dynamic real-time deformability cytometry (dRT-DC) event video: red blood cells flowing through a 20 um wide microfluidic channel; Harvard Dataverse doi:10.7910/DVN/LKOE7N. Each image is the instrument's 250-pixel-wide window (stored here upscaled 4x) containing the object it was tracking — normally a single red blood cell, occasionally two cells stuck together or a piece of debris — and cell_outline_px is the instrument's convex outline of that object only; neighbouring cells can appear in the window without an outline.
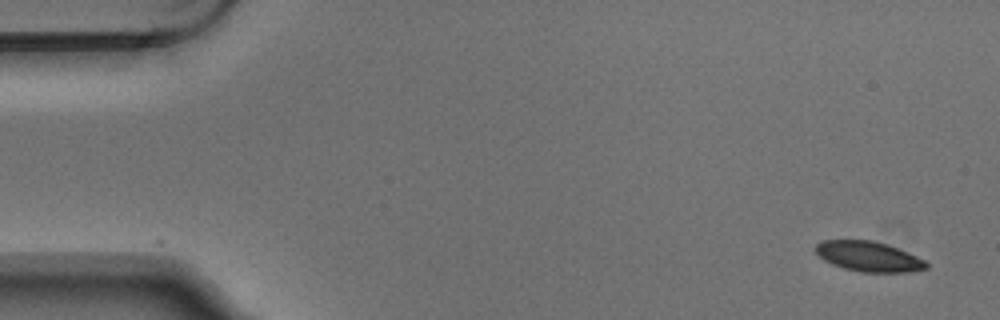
{"species": "Egyptian fruit bat (a non-hibernating species)", "species_latin": "Rousettus aegyptiacus", "temperature_condition": "warm", "stored_images_in_passage": 6, "camera_frame_rate_fps": 3000, "um_per_image_px": 0.085, "animal": {"sex": "male"}, "frame": {"image": 1, "passage_image": 1, "time_ms": 0.0, "image_size_px": [1000, 320], "cell_outline_px": [[928, 268], [908, 272], [860, 272], [844, 268], [832, 264], [824, 260], [816, 252], [816, 244], [820, 240], [872, 240], [896, 248], [916, 256], [924, 260], [928, 264]], "centroid_in_image_um": [73.81, 21.8], "position_along_channel_um": 11.2, "area_um2": 19.19}}
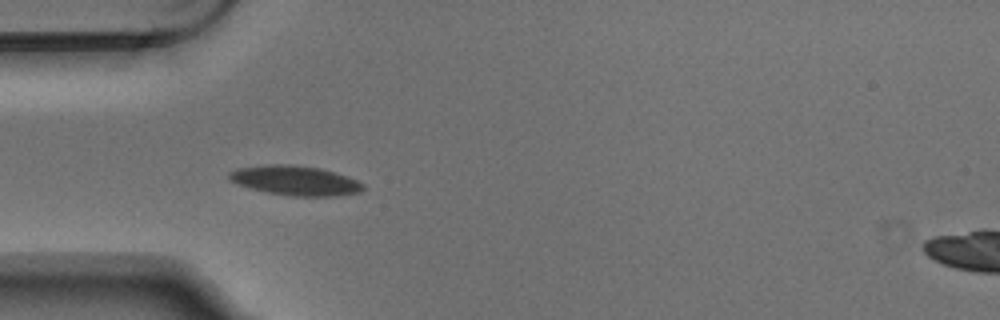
{"frame": {"image": 2, "passage_image": 5, "time_ms": 1.333, "image_size_px": [1000, 320], "cell_outline_px": [[364, 188], [360, 192], [336, 196], [292, 196], [268, 192], [248, 188], [236, 184], [228, 180], [228, 172], [236, 168], [272, 164], [288, 164], [320, 168], [348, 176], [364, 184]], "centroid_in_image_um": [25.06, 15.34], "position_along_channel_um": 59.9, "area_um2": 23.24}}
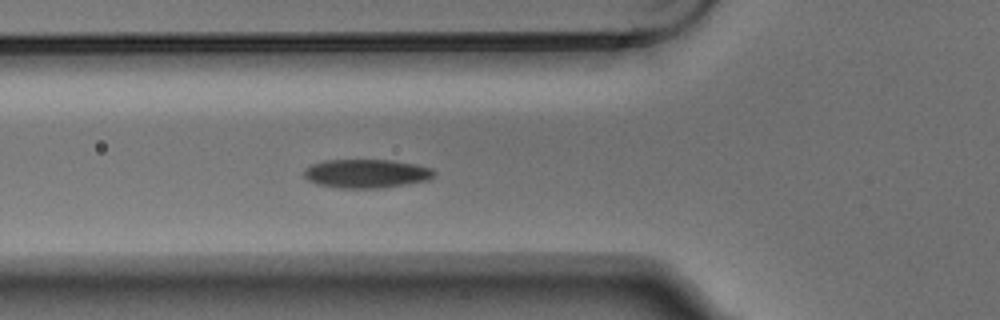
{"frame": {"image": 3, "passage_image": 6, "time_ms": 1.667, "image_size_px": [1000, 320], "cell_outline_px": [[436, 176], [428, 180], [384, 188], [336, 188], [316, 184], [308, 180], [304, 176], [304, 172], [312, 164], [324, 160], [392, 160], [416, 164], [432, 168], [436, 172]], "centroid_in_image_um": [31.18, 14.76], "position_along_channel_um": 94.6, "area_um2": 21.96}}